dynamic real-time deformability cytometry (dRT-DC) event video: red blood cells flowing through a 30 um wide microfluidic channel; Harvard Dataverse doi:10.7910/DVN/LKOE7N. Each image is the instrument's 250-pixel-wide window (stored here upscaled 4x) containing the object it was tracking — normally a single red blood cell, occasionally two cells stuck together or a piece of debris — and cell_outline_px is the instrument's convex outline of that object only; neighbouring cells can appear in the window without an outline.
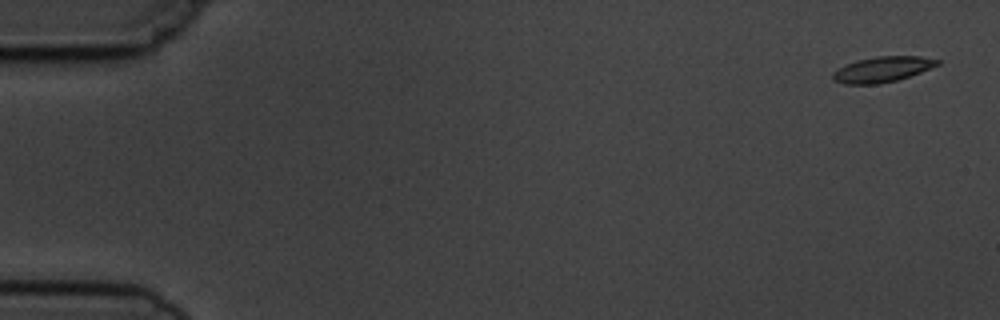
{"species": "common noctule bat (a hibernating species)", "species_latin": "Nyctalus noctula", "temperature_condition": "cold", "stored_images_in_passage": 5, "camera_frame_rate_fps": 3000, "um_per_image_px": 0.085, "animal": {"sex": "male", "body_mass_g": 19.5, "forearm_length_mm": 54.6}, "frame": {"image": 1, "passage_image": 1, "time_ms": 0.0, "image_size_px": [1000, 320], "cell_outline_px": [[940, 64], [920, 72], [896, 80], [880, 84], [844, 84], [832, 80], [832, 72], [844, 64], [856, 60], [876, 56], [920, 56], [940, 60]], "centroid_in_image_um": [74.95, 5.89], "position_along_channel_um": 10.1, "area_um2": 15.61}}
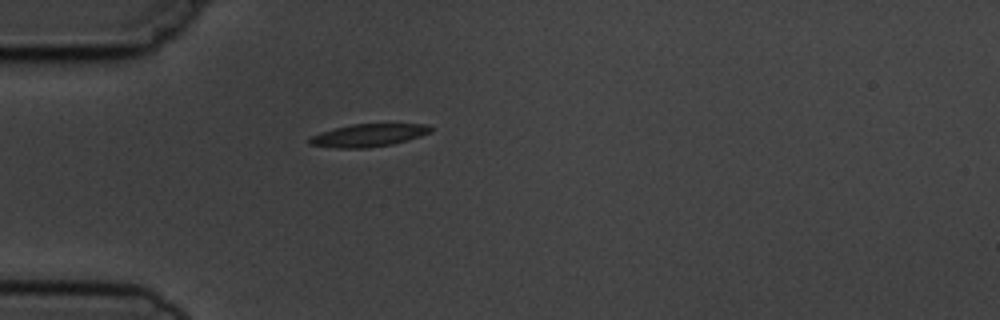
{"frame": {"image": 2, "passage_image": 5, "time_ms": 4.667, "image_size_px": [1000, 320], "cell_outline_px": [[432, 132], [408, 140], [392, 144], [368, 148], [336, 148], [308, 144], [308, 136], [320, 132], [352, 124], [428, 124], [432, 128]], "centroid_in_image_um": [31.29, 11.5], "position_along_channel_um": 53.7, "area_um2": 16.13}}